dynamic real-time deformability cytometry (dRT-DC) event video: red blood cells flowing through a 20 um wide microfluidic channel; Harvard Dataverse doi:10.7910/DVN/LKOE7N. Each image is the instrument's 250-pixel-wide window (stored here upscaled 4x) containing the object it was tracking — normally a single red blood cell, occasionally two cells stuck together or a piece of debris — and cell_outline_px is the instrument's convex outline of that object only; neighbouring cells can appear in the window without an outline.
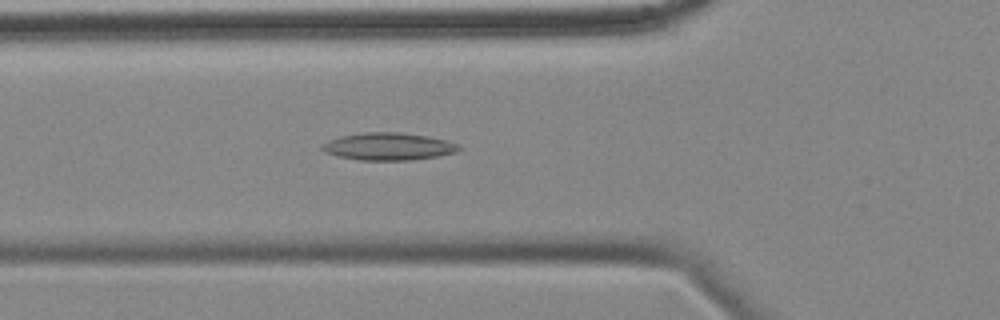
{"species": "common noctule bat (a hibernating species)", "species_latin": "Nyctalus noctula", "temperature_condition": "cold", "stored_images_in_passage": 47, "camera_frame_rate_fps": 3000, "um_per_image_px": 0.085, "animal": {"sex": "female", "body_mass_g": 18.4}, "frame": {"image": 1, "passage_image": 10, "time_ms": 3.0, "image_size_px": [1000, 320], "cell_outline_px": [[464, 148], [456, 152], [440, 156], [408, 160], [360, 160], [340, 156], [324, 152], [320, 148], [324, 144], [340, 136], [364, 132], [400, 132], [428, 136], [460, 144]], "centroid_in_image_um": [33.08, 12.45], "position_along_channel_um": 92.7, "area_um2": 21.79}}
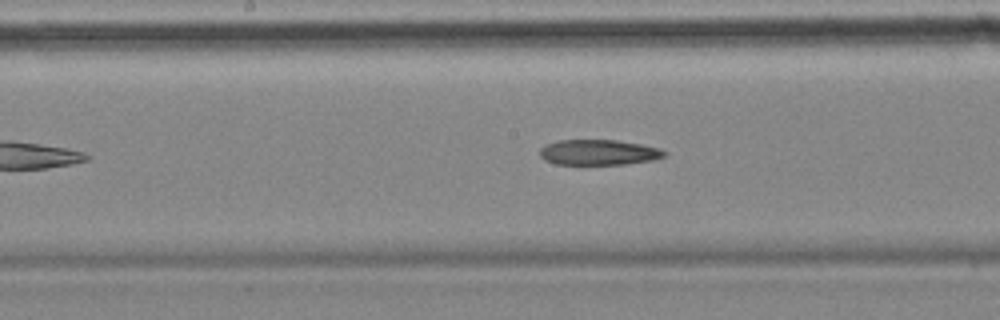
{"frame": {"image": 2, "passage_image": 19, "time_ms": 6.0, "image_size_px": [1000, 320], "cell_outline_px": [[668, 152], [664, 156], [652, 160], [624, 164], [556, 164], [544, 160], [540, 156], [540, 148], [548, 144], [560, 140], [616, 140], [640, 144], [656, 148]], "centroid_in_image_um": [50.86, 12.95], "position_along_channel_um": 197.3, "area_um2": 18.21}}
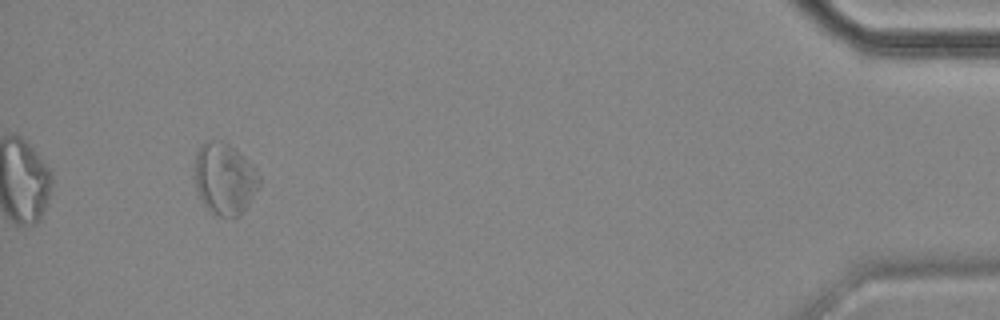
{"frame": {"image": 3, "passage_image": 44, "time_ms": 14.333, "image_size_px": [1000, 320], "cell_outline_px": [[260, 184], [248, 204], [240, 216], [220, 216], [208, 212], [200, 200], [196, 188], [196, 152], [204, 140], [224, 140], [236, 148], [244, 156], [260, 176]], "centroid_in_image_um": [19.08, 15.18], "position_along_channel_um": 416.1, "area_um2": 27.11}}